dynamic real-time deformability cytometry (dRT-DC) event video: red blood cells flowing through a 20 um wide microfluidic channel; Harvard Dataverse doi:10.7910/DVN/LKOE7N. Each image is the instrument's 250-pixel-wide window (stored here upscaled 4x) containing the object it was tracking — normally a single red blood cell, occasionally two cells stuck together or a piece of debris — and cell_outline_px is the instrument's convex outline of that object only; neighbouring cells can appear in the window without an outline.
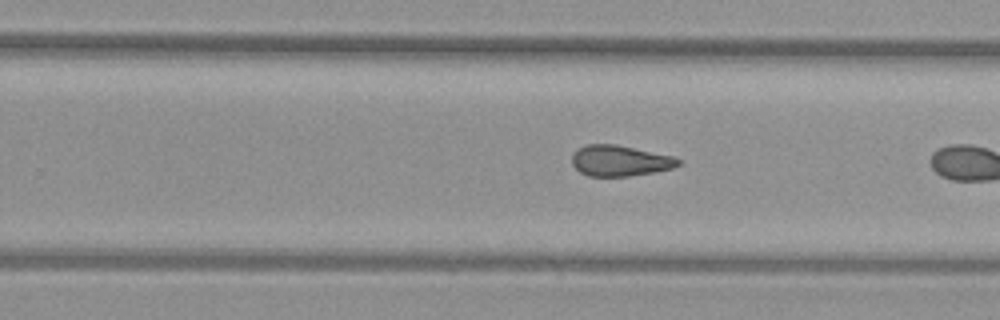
{"species": "common noctule bat (a hibernating species)", "species_latin": "Nyctalus noctula", "temperature_condition": "warm", "stored_images_in_passage": 35, "camera_frame_rate_fps": 3000, "um_per_image_px": 0.085, "animal": {"sex": "female", "body_mass_g": 29.2, "forearm_length_mm": 56.3}, "frame": {"image": 1, "passage_image": 16, "time_ms": 5.0, "image_size_px": [1000, 320], "cell_outline_px": [[680, 164], [672, 168], [656, 172], [628, 176], [588, 176], [580, 172], [572, 164], [572, 156], [576, 148], [588, 144], [616, 144], [672, 156], [680, 160]], "centroid_in_image_um": [52.66, 13.66], "position_along_channel_um": 277.1, "area_um2": 19.07}, "authors_computed_cell_mechanics": {"area_um2": 19.7676, "velocity_mm_per_s": 4.0315, "shape_relaxation_time_tau1_ms": null, "shape_relaxation_time_tau2_ms": 2.2836, "deformation_change_tau1": null, "deformation_change_tau2": 0.094}}